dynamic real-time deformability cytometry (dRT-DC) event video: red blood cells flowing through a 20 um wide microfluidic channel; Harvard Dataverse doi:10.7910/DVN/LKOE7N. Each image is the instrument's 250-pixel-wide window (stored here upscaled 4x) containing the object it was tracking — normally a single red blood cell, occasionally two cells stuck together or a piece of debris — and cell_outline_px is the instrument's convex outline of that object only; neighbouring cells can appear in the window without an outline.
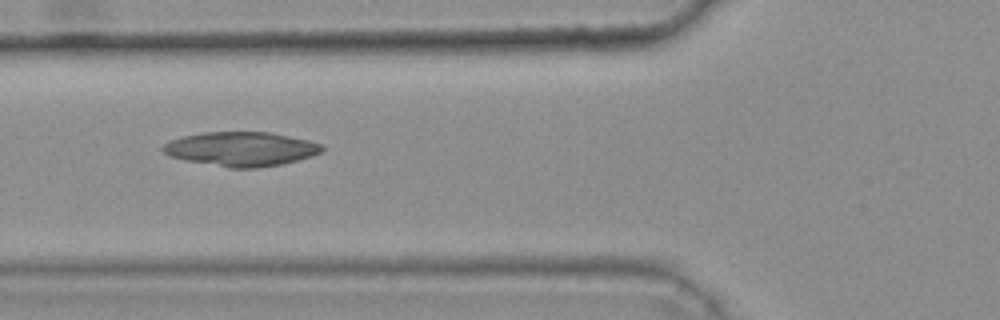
{"species": "common noctule bat (a hibernating species)", "species_latin": "Nyctalus noctula", "temperature_condition": "warm", "stored_images_in_passage": 32, "camera_frame_rate_fps": 3000, "um_per_image_px": 0.085, "animal": {"sex": "female", "body_mass_g": 25.1}, "frame": {"image": 1, "passage_image": 5, "time_ms": 1.333, "image_size_px": [1000, 320], "cell_outline_px": [[324, 152], [312, 156], [280, 164], [256, 168], [228, 168], [168, 156], [160, 148], [164, 144], [172, 140], [184, 136], [204, 132], [272, 132], [308, 140], [324, 144]], "centroid_in_image_um": [20.53, 12.66], "position_along_channel_um": 105.3, "area_um2": 31.73}, "authors_computed_cell_mechanics": {"area_um2": 29.8248, "velocity_mm_per_s": 3.8189, "shape_relaxation_time_tau1_ms": null, "shape_relaxation_time_tau2_ms": 3.6944, "deformation_change_tau1": null, "deformation_change_tau2": 0.0626}}